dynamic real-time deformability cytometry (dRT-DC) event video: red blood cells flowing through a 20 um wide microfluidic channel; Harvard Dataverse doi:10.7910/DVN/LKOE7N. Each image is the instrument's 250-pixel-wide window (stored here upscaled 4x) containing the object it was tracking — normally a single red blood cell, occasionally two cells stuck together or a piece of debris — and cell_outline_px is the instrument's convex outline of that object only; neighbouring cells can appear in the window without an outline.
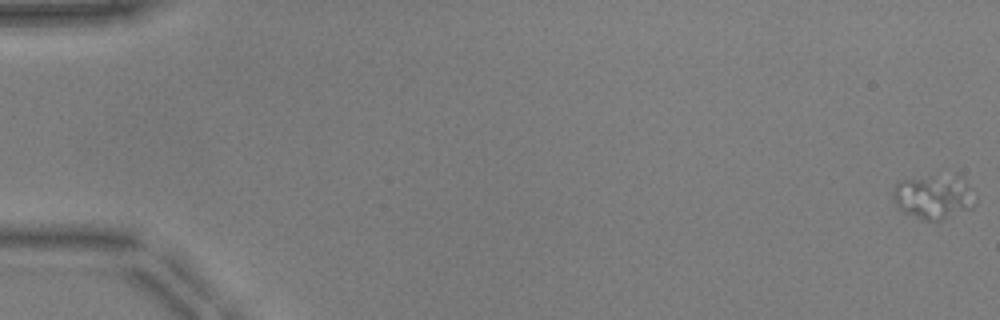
{"species": "common noctule bat (a hibernating species)", "species_latin": "Nyctalus noctula", "temperature_condition": "warm", "stored_images_in_passage": 53, "camera_frame_rate_fps": 3000, "um_per_image_px": 0.085, "animal": {"sex": "male", "body_mass_g": 17.9, "forearm_length_mm": 54.2}, "frame": {"image": 1, "passage_image": 1, "time_ms": 0.0, "image_size_px": [1000, 320], "cell_outline_px": [[976, 204], [972, 208], [940, 220], [924, 220], [904, 212], [896, 208], [892, 200], [892, 188], [900, 180], [956, 172], [960, 176], [976, 196]], "centroid_in_image_um": [79.35, 16.69], "position_along_channel_um": 5.7, "area_um2": 21.73}}
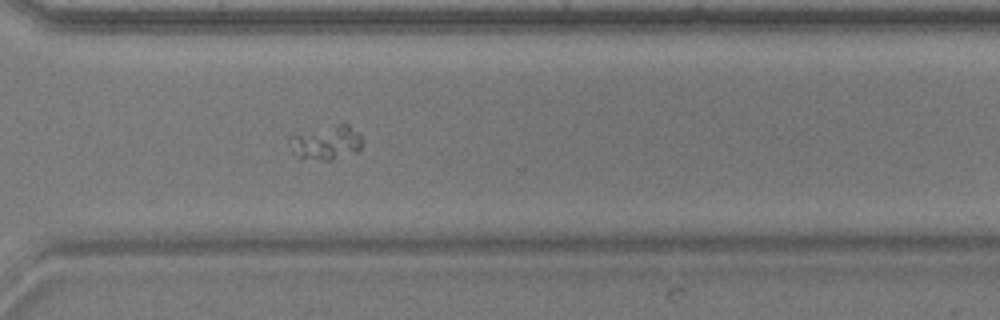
{"frame": {"image": 2, "passage_image": 40, "time_ms": 13.0, "image_size_px": [1000, 320], "cell_outline_px": [[360, 148], [356, 152], [332, 160], [300, 160], [292, 152], [288, 144], [288, 136], [336, 124], [348, 124], [360, 132]], "centroid_in_image_um": [27.67, 12.14], "position_along_channel_um": 342.9, "area_um2": 14.74}}
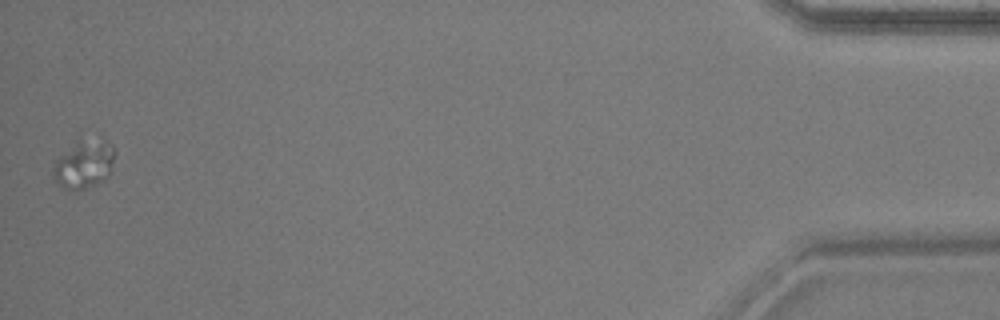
{"frame": {"image": 3, "passage_image": 53, "time_ms": 17.333, "image_size_px": [1000, 320], "cell_outline_px": [[116, 152], [108, 176], [104, 180], [84, 188], [72, 192], [60, 188], [52, 176], [52, 164], [80, 132], [104, 136], [116, 148]], "centroid_in_image_um": [7.13, 13.8], "position_along_channel_um": 428.1, "area_um2": 19.19}}